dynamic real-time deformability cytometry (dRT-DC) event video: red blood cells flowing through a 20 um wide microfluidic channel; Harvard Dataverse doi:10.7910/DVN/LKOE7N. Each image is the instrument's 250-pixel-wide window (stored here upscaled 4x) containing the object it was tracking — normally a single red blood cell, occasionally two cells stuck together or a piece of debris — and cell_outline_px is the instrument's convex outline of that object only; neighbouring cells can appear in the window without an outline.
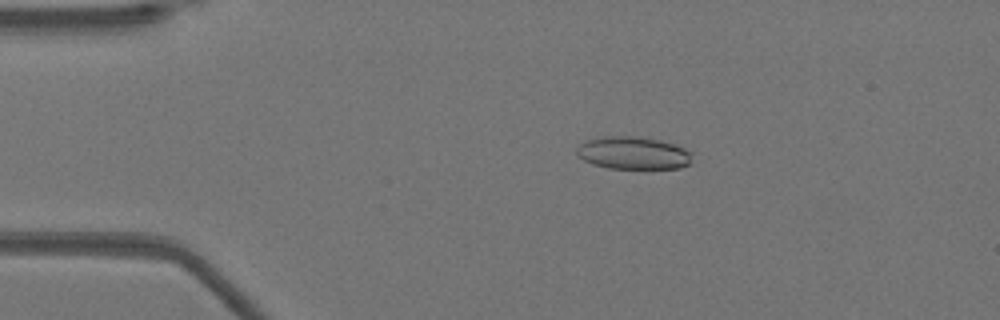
{"species": "Egyptian fruit bat (a non-hibernating species)", "species_latin": "Rousettus aegyptiacus", "temperature_condition": "warm", "stored_images_in_passage": 46, "camera_frame_rate_fps": 3000, "um_per_image_px": 0.085, "animal": {"sex": "female"}, "frame": {"image": 1, "passage_image": 5, "time_ms": 1.333, "image_size_px": [1000, 320], "cell_outline_px": [[692, 152], [688, 164], [680, 168], [608, 168], [592, 164], [576, 156], [576, 148], [584, 140], [604, 136], [636, 136], [660, 140], [676, 144]], "centroid_in_image_um": [53.78, 12.99], "position_along_channel_um": 31.2, "area_um2": 22.08}}
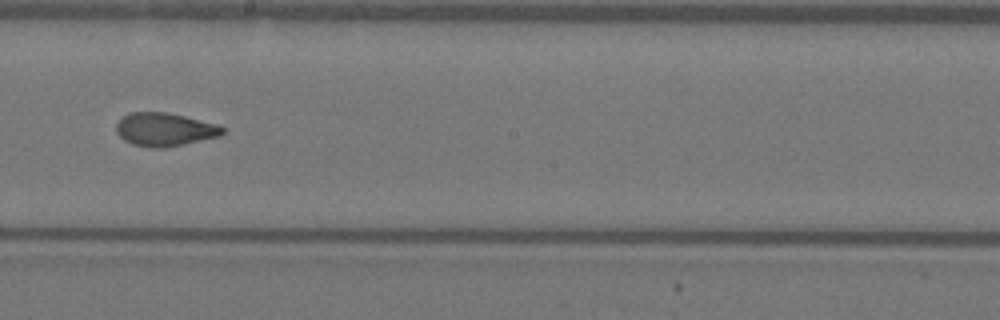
{"frame": {"image": 2, "passage_image": 24, "time_ms": 7.667, "image_size_px": [1000, 320], "cell_outline_px": [[224, 132], [220, 136], [164, 148], [152, 148], [132, 144], [124, 140], [116, 132], [116, 124], [124, 116], [132, 112], [168, 112], [220, 124], [224, 128]], "centroid_in_image_um": [14.02, 11.0], "position_along_channel_um": 234.2, "area_um2": 20.69}}
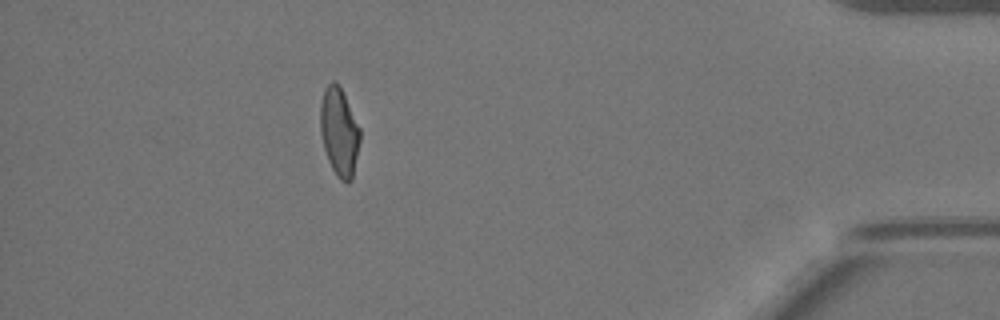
{"frame": {"image": 3, "passage_image": 41, "time_ms": 13.333, "image_size_px": [1000, 320], "cell_outline_px": [[360, 140], [352, 180], [348, 184], [340, 180], [336, 176], [328, 160], [324, 148], [320, 132], [320, 104], [324, 88], [332, 80], [336, 80], [360, 128]], "centroid_in_image_um": [28.82, 11.23], "position_along_channel_um": 406.4, "area_um2": 20.4}, "authors_computed_cell_mechanics": {"area_um2": 20.7791, "velocity_mm_per_s": 3.9516, "shape_relaxation_time_tau1_ms": null, "shape_relaxation_time_tau2_ms": 1.6062, "deformation_change_tau1": null, "deformation_change_tau2": 0.0841}}